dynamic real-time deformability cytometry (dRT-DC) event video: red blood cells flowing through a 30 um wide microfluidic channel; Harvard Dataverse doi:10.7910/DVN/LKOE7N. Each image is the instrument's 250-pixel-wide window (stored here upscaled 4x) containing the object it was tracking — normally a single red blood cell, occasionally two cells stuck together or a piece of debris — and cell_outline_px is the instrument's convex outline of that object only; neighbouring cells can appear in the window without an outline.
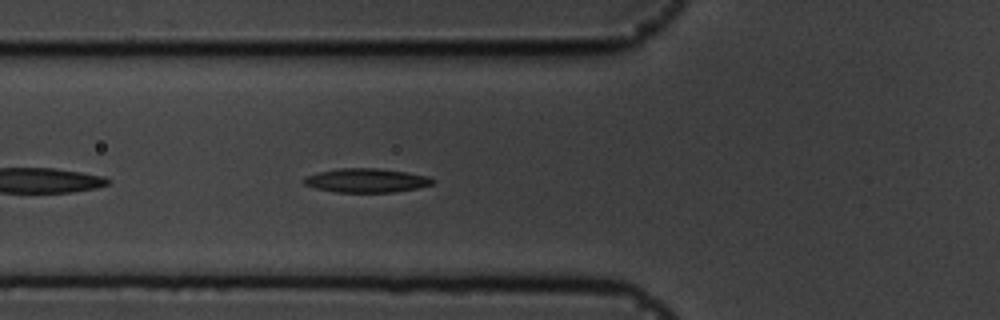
{"species": "common noctule bat (a hibernating species)", "species_latin": "Nyctalus noctula", "temperature_condition": "cold", "stored_images_in_passage": 43, "camera_frame_rate_fps": 3000, "um_per_image_px": 0.085, "animal": {"sex": "male", "body_mass_g": 19.5, "forearm_length_mm": 54.6}, "frame": {"image": 1, "passage_image": 6, "time_ms": 1.667, "image_size_px": [1000, 320], "cell_outline_px": [[436, 180], [432, 184], [420, 188], [392, 192], [336, 192], [316, 188], [304, 184], [300, 180], [304, 176], [320, 172], [340, 168], [380, 168], [428, 176]], "centroid_in_image_um": [31.13, 15.34], "position_along_channel_um": 94.7, "area_um2": 18.03}}
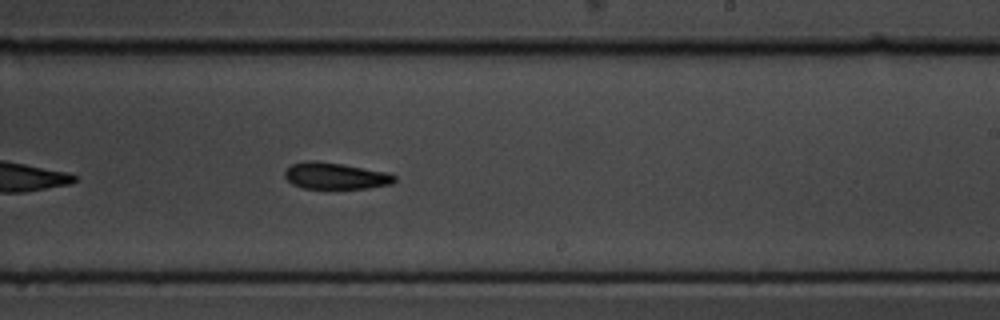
{"frame": {"image": 2, "passage_image": 20, "time_ms": 6.333, "image_size_px": [1000, 320], "cell_outline_px": [[396, 180], [392, 184], [368, 188], [304, 188], [292, 184], [284, 176], [284, 172], [292, 164], [308, 160], [312, 160], [344, 164], [388, 172], [396, 176]], "centroid_in_image_um": [28.53, 14.94], "position_along_channel_um": 260.5, "area_um2": 16.99}}
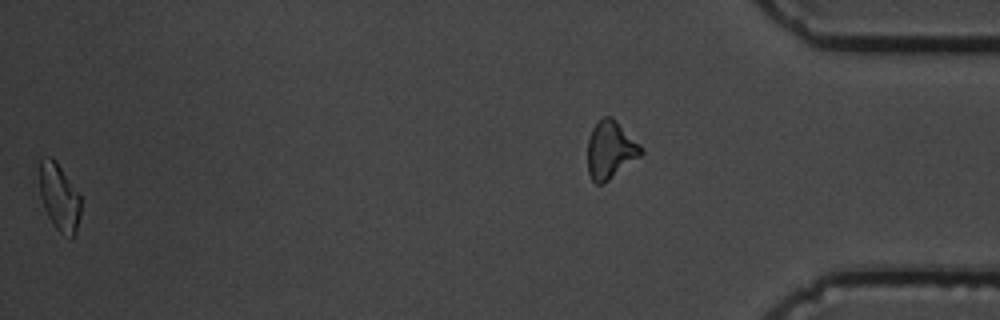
{"frame": {"image": 3, "passage_image": 42, "time_ms": 13.667, "image_size_px": [1000, 320], "cell_outline_px": [[80, 216], [76, 232], [72, 240], [60, 232], [52, 224], [44, 208], [40, 196], [40, 156], [52, 156], [56, 160], [80, 192]], "centroid_in_image_um": [5.05, 16.74], "position_along_channel_um": 430.2, "area_um2": 16.65}, "authors_computed_cell_mechanics": {"area_um2": 17.2822, "velocity_mm_per_s": 3.5503, "shape_relaxation_time_tau1_ms": 3.1291, "shape_relaxation_time_tau2_ms": null, "deformation_change_tau1": 0.103, "deformation_change_tau2": null}}